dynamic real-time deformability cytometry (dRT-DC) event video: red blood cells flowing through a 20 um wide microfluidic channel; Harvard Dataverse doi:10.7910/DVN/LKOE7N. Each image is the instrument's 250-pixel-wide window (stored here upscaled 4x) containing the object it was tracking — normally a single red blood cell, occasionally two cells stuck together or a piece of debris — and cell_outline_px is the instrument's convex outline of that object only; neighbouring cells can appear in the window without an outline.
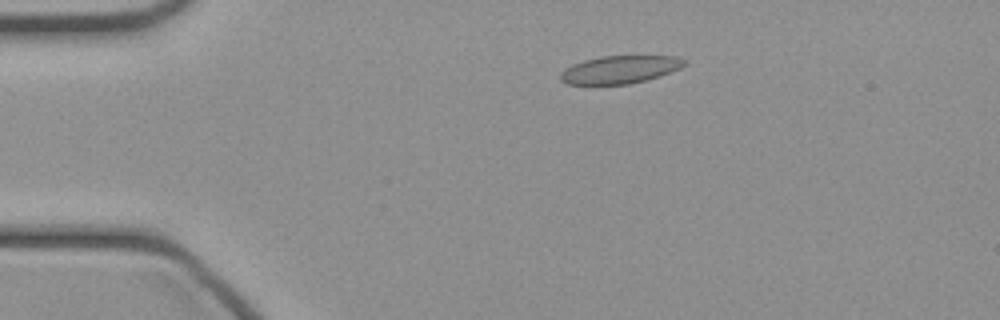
{"species": "common noctule bat (a hibernating species)", "species_latin": "Nyctalus noctula", "temperature_condition": "cold", "stored_images_in_passage": 40, "camera_frame_rate_fps": 3000, "um_per_image_px": 0.085, "animal": {"sex": "female", "body_mass_g": 21.9}, "frame": {"image": 1, "passage_image": 2, "time_ms": 0.333, "image_size_px": [1000, 320], "cell_outline_px": [[688, 64], [680, 68], [660, 76], [628, 84], [568, 84], [560, 80], [560, 72], [564, 68], [572, 64], [584, 60], [600, 56], [676, 56], [688, 60]], "centroid_in_image_um": [52.7, 5.9], "position_along_channel_um": 32.3, "area_um2": 20.17}}
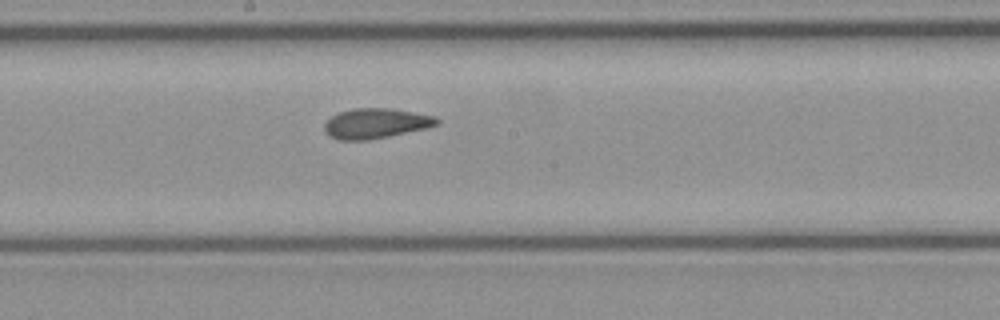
{"frame": {"image": 2, "passage_image": 18, "time_ms": 5.667, "image_size_px": [1000, 320], "cell_outline_px": [[440, 124], [424, 128], [388, 136], [368, 140], [340, 140], [328, 136], [324, 132], [324, 124], [332, 116], [340, 112], [352, 108], [388, 108], [436, 116], [440, 120]], "centroid_in_image_um": [31.92, 10.49], "position_along_channel_um": 216.3, "area_um2": 19.59}}
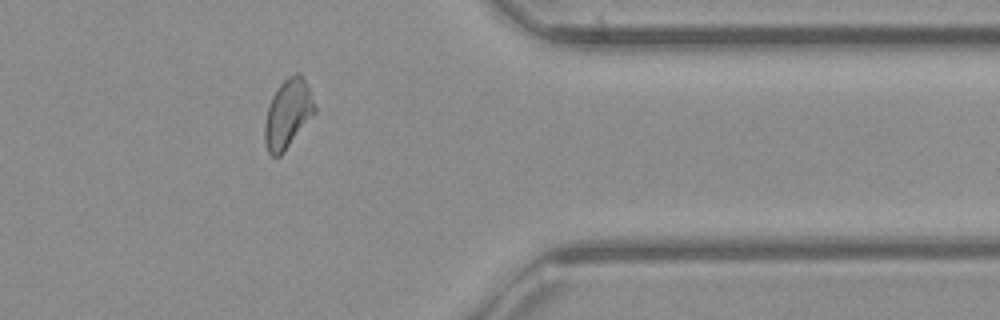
{"frame": {"image": 3, "passage_image": 31, "time_ms": 10.0, "image_size_px": [1000, 320], "cell_outline_px": [[316, 112], [284, 152], [280, 156], [272, 156], [268, 152], [264, 140], [264, 124], [268, 108], [272, 96], [280, 84], [288, 76], [296, 72], [300, 72], [308, 84], [316, 108]], "centroid_in_image_um": [24.47, 9.65], "position_along_channel_um": 386.9, "area_um2": 20.11}}